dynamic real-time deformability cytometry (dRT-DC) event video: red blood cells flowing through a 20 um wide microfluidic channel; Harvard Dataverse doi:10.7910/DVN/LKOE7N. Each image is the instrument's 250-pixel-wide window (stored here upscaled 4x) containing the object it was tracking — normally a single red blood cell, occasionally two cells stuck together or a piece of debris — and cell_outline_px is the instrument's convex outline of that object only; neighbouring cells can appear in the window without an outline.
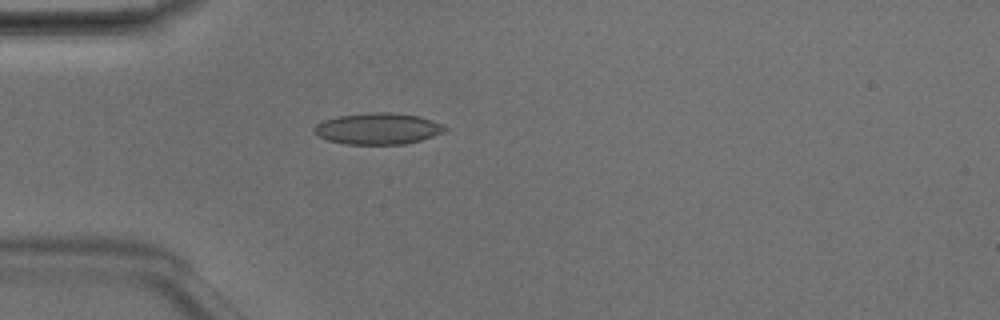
{"species": "Egyptian fruit bat (a non-hibernating species)", "species_latin": "Rousettus aegyptiacus", "temperature_condition": "room temperature", "stored_images_in_passage": 3, "camera_frame_rate_fps": 3000, "um_per_image_px": 0.085, "animal": {"sex": "male"}, "frame": {"image": 1, "passage_image": 3, "time_ms": 0.667, "image_size_px": [1000, 320], "cell_outline_px": [[448, 128], [444, 132], [420, 140], [404, 144], [344, 144], [328, 140], [316, 136], [312, 132], [312, 128], [316, 124], [324, 120], [340, 116], [368, 112], [392, 112], [420, 116], [432, 120]], "centroid_in_image_um": [32.08, 10.93], "position_along_channel_um": 52.9, "area_um2": 23.99}}